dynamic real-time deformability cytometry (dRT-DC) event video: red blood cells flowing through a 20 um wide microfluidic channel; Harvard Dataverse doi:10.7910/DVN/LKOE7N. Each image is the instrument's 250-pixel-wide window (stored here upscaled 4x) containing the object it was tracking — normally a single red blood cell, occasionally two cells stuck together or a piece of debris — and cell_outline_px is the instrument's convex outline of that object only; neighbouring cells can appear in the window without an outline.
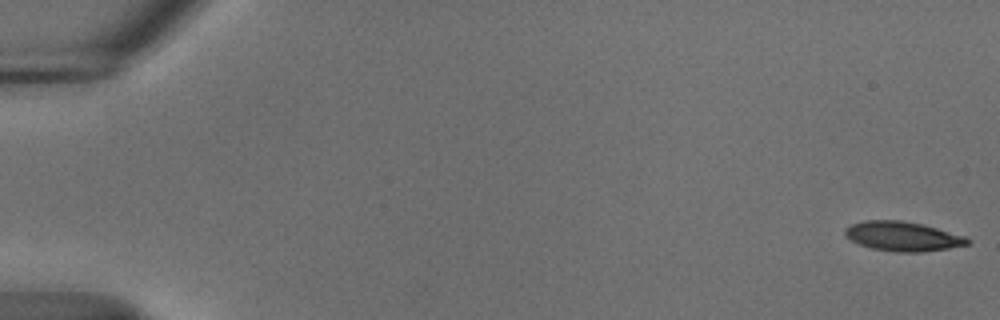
{"species": "common noctule bat (a hibernating species)", "species_latin": "Nyctalus noctula", "temperature_condition": "cold", "stored_images_in_passage": 12, "camera_frame_rate_fps": 3000, "um_per_image_px": 0.085, "animal": {"sex": "male", "body_mass_g": 18.8}, "frame": {"image": 1, "passage_image": 1, "time_ms": 0.0, "image_size_px": [1000, 320], "cell_outline_px": [[972, 240], [968, 244], [948, 248], [924, 252], [896, 252], [872, 248], [860, 244], [844, 236], [844, 228], [852, 224], [864, 220], [900, 220], [924, 224], [964, 236]], "centroid_in_image_um": [76.72, 20.08], "position_along_channel_um": 8.3, "area_um2": 21.04}}